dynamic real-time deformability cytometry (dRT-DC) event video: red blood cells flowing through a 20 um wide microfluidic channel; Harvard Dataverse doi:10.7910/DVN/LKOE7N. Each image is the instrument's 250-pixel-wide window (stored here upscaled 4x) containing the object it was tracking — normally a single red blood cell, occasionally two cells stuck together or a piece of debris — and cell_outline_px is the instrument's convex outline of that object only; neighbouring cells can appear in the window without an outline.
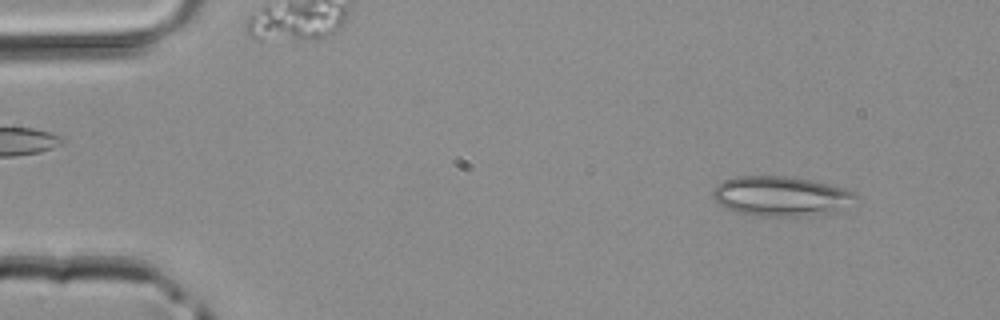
{"species": "common noctule bat (a hibernating species)", "species_latin": "Nyctalus noctula", "temperature_condition": "room temperature", "stored_images_in_passage": 3, "camera_frame_rate_fps": 3000, "um_per_image_px": 0.085, "animal": {"sex": "male", "body_mass_g": 20.4}, "frame": {"image": 1, "passage_image": 3, "time_ms": 0.667, "image_size_px": [1000, 320], "cell_outline_px": [[856, 196], [836, 212], [804, 216], [760, 216], [736, 212], [724, 208], [712, 196], [712, 188], [716, 184], [724, 180], [736, 176], [784, 176], [812, 180], [844, 188], [856, 192]], "centroid_in_image_um": [66.31, 16.67], "position_along_channel_um": 18.7, "area_um2": 33.06}}